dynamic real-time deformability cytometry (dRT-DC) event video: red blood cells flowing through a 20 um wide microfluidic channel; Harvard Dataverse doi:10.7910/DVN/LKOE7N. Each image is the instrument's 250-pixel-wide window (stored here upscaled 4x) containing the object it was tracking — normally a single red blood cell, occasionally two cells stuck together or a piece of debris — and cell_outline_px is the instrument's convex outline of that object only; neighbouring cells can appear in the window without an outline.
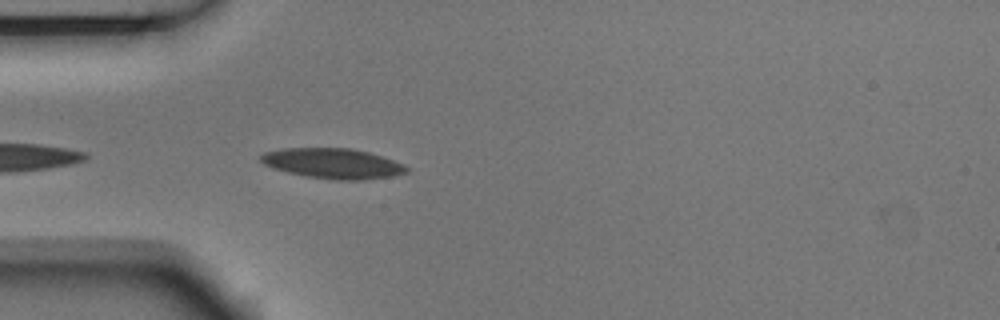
{"species": "Egyptian fruit bat (a non-hibernating species)", "species_latin": "Rousettus aegyptiacus", "temperature_condition": "room temperature", "stored_images_in_passage": 4, "camera_frame_rate_fps": 3000, "um_per_image_px": 0.085, "animal": {"sex": "male"}, "frame": {"image": 1, "passage_image": 4, "time_ms": 1.0, "image_size_px": [1000, 320], "cell_outline_px": [[408, 172], [392, 176], [364, 180], [336, 180], [308, 176], [288, 172], [272, 168], [264, 164], [260, 160], [260, 156], [264, 152], [284, 148], [352, 148], [368, 152], [404, 164], [408, 168]], "centroid_in_image_um": [28.29, 13.89], "position_along_channel_um": 56.7, "area_um2": 25.55}}